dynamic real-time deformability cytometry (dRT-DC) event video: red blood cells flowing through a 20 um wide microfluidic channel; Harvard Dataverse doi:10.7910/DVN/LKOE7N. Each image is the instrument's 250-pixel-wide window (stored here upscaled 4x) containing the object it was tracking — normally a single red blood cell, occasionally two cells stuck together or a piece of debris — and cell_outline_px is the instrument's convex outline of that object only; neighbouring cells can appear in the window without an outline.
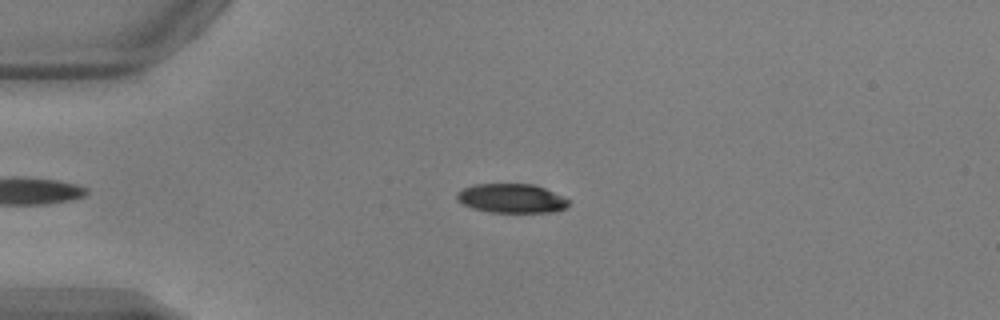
{"species": "common noctule bat (a hibernating species)", "species_latin": "Nyctalus noctula", "temperature_condition": "warm", "stored_images_in_passage": 40, "camera_frame_rate_fps": 3000, "um_per_image_px": 0.085, "animal": {"sex": "male", "body_mass_g": 17.9, "forearm_length_mm": 54.2}, "frame": {"image": 1, "passage_image": 5, "time_ms": 1.333, "image_size_px": [1000, 320], "cell_outline_px": [[568, 204], [564, 208], [556, 212], [492, 212], [472, 208], [456, 200], [456, 196], [464, 188], [476, 184], [532, 184], [544, 188], [568, 200]], "centroid_in_image_um": [43.46, 16.86], "position_along_channel_um": 41.5, "area_um2": 18.61}}
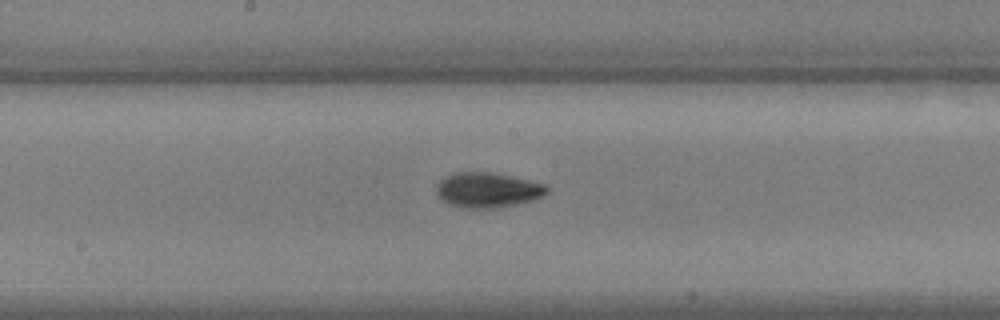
{"frame": {"image": 2, "passage_image": 20, "time_ms": 6.333, "image_size_px": [1000, 320], "cell_outline_px": [[548, 192], [544, 196], [532, 200], [516, 204], [488, 208], [464, 208], [448, 204], [440, 200], [436, 196], [436, 188], [440, 180], [444, 176], [456, 172], [488, 172], [548, 184]], "centroid_in_image_um": [41.41, 16.15], "position_along_channel_um": 206.8, "area_um2": 22.6}}
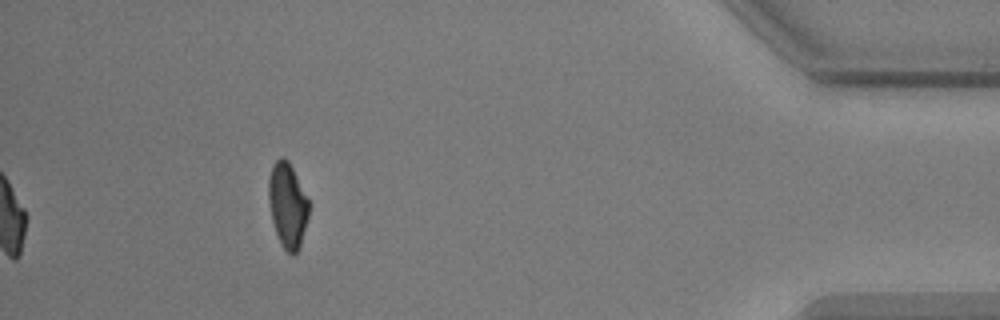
{"frame": {"image": 3, "passage_image": 40, "time_ms": 13.0, "image_size_px": [1000, 320], "cell_outline_px": [[312, 204], [300, 248], [292, 256], [280, 244], [272, 220], [268, 200], [268, 180], [272, 164], [280, 156], [284, 156], [288, 160], [308, 196]], "centroid_in_image_um": [24.47, 17.42], "position_along_channel_um": 410.7, "area_um2": 20.52}, "authors_computed_cell_mechanics": {"area_um2": 20.8369, "velocity_mm_per_s": 3.8567, "shape_relaxation_time_tau1_ms": 2.7418, "shape_relaxation_time_tau2_ms": 3.1007, "deformation_change_tau1": 0.146, "deformation_change_tau2": 0.0581}}